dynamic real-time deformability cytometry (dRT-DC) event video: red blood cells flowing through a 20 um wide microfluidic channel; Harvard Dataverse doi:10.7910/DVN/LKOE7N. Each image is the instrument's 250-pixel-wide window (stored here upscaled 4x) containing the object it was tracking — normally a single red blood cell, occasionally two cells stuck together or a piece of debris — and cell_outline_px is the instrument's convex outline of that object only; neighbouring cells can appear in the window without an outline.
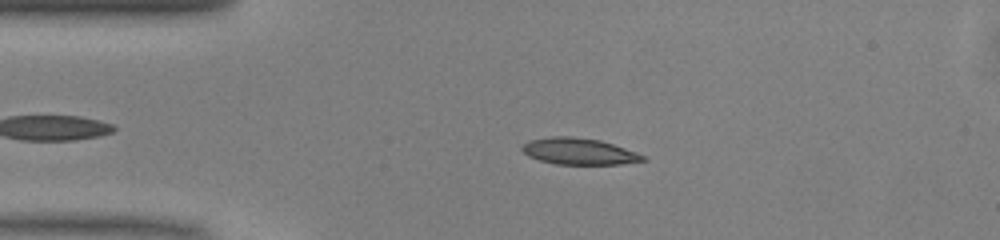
{"species": "common noctule bat (a hibernating species)", "species_latin": "Nyctalus noctula", "temperature_condition": "warm", "stored_images_in_passage": 42, "camera_frame_rate_fps": 3000, "um_per_image_px": 0.085, "animal": {"sex": "male", "body_mass_g": 13.0, "forearm_length_mm": 53.1}, "frame": {"image": 1, "passage_image": 9, "time_ms": 2.667, "image_size_px": [1000, 240], "cell_outline_px": [[648, 160], [620, 164], [556, 164], [540, 160], [528, 156], [520, 148], [528, 140], [552, 136], [572, 136], [600, 140], [648, 156]], "centroid_in_image_um": [49.22, 12.86], "position_along_channel_um": 35.8, "area_um2": 18.67}}
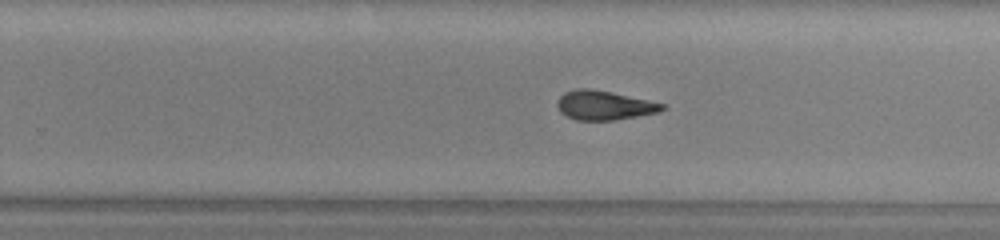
{"frame": {"image": 2, "passage_image": 29, "time_ms": 9.333, "image_size_px": [1000, 240], "cell_outline_px": [[668, 108], [660, 112], [616, 120], [576, 120], [560, 112], [556, 104], [560, 96], [564, 92], [576, 88], [592, 88], [612, 92], [664, 104]], "centroid_in_image_um": [51.36, 8.95], "position_along_channel_um": 278.4, "area_um2": 17.98}}
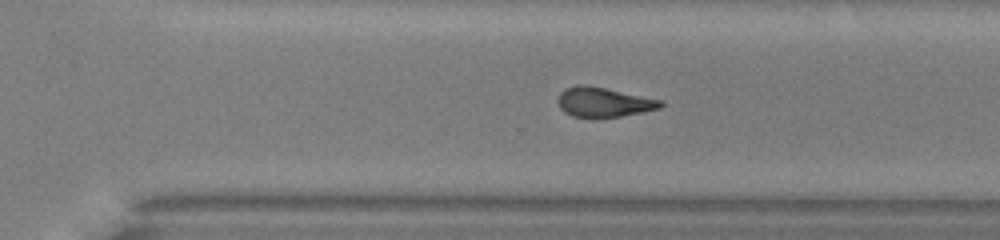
{"frame": {"image": 3, "passage_image": 32, "time_ms": 10.333, "image_size_px": [1000, 240], "cell_outline_px": [[664, 104], [660, 108], [620, 116], [596, 120], [592, 120], [572, 116], [564, 112], [560, 108], [556, 100], [560, 92], [564, 88], [580, 84], [604, 88], [660, 100]], "centroid_in_image_um": [51.21, 8.72], "position_along_channel_um": 319.4, "area_um2": 17.98}}